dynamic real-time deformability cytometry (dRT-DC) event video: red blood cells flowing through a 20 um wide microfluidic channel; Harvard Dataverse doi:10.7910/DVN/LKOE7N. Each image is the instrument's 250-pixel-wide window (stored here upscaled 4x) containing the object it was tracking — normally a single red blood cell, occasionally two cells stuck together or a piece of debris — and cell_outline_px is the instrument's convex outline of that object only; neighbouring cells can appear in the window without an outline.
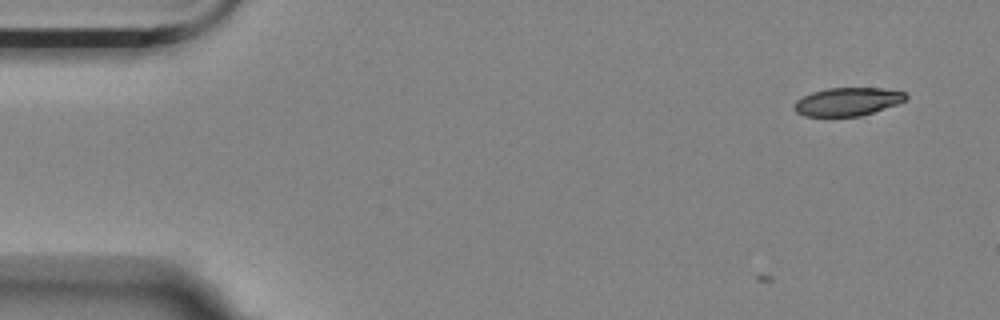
{"species": "Egyptian fruit bat (a non-hibernating species)", "species_latin": "Rousettus aegyptiacus", "temperature_condition": "room temperature", "stored_images_in_passage": 5, "camera_frame_rate_fps": 3000, "um_per_image_px": 0.085, "animal": {"sex": "female"}, "frame": {"image": 1, "passage_image": 5, "time_ms": 1.333, "image_size_px": [1000, 320], "cell_outline_px": [[908, 100], [860, 116], [804, 116], [796, 112], [792, 108], [792, 104], [796, 100], [812, 92], [828, 88], [880, 88], [904, 92], [908, 96]], "centroid_in_image_um": [72.01, 8.64], "position_along_channel_um": 13.0, "area_um2": 18.32}}